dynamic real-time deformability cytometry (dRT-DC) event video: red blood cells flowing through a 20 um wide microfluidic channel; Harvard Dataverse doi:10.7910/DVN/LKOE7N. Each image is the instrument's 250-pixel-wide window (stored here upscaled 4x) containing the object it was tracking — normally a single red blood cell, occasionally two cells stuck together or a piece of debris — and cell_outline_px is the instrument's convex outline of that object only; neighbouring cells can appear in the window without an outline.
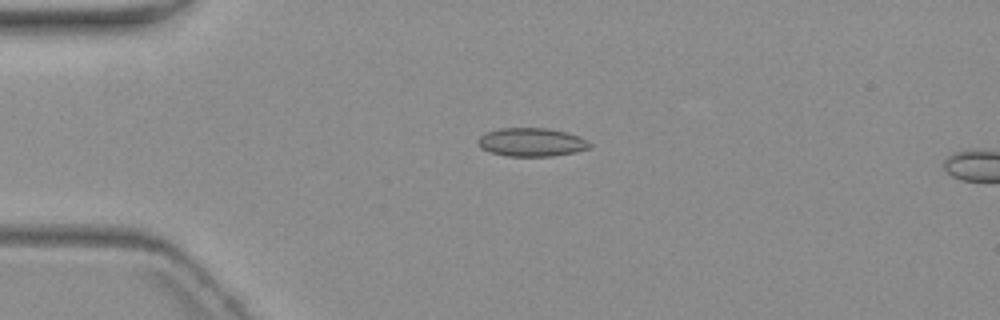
{"species": "common noctule bat (a hibernating species)", "species_latin": "Nyctalus noctula", "temperature_condition": "warm", "stored_images_in_passage": 5, "camera_frame_rate_fps": 3000, "um_per_image_px": 0.085, "animal": {"sex": "female", "body_mass_g": 19.3, "forearm_length_mm": 54.1}, "frame": {"image": 1, "passage_image": 4, "time_ms": 3.667, "image_size_px": [1000, 320], "cell_outline_px": [[592, 144], [588, 148], [572, 152], [552, 156], [504, 156], [488, 152], [480, 148], [476, 144], [476, 140], [484, 132], [500, 128], [548, 128], [568, 132], [580, 136]], "centroid_in_image_um": [45.11, 12.08], "position_along_channel_um": 39.9, "area_um2": 18.79}}